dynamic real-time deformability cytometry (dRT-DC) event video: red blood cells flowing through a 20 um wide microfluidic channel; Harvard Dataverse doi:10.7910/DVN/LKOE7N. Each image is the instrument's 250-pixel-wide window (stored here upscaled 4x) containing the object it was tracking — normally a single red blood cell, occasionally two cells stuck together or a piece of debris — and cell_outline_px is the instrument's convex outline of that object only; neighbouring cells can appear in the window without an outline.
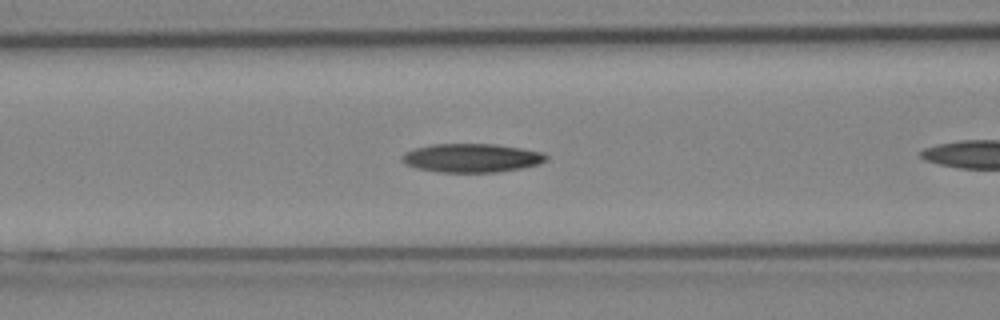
{"species": "Egyptian fruit bat (a non-hibernating species)", "species_latin": "Rousettus aegyptiacus", "temperature_condition": "cold", "stored_images_in_passage": 14, "camera_frame_rate_fps": 3000, "um_per_image_px": 0.085, "animal": {"sex": "female"}, "frame": {"image": 1, "passage_image": 7, "time_ms": 2.0, "image_size_px": [1000, 320], "cell_outline_px": [[548, 156], [540, 164], [520, 168], [496, 172], [436, 172], [416, 168], [404, 164], [400, 160], [400, 156], [404, 152], [416, 148], [432, 144], [496, 144], [544, 152]], "centroid_in_image_um": [40.04, 13.42], "position_along_channel_um": 126.6, "area_um2": 24.22}}
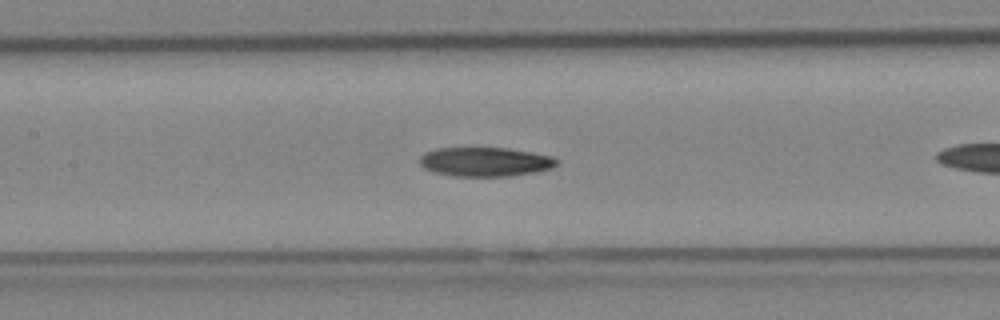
{"frame": {"image": 2, "passage_image": 10, "time_ms": 3.0, "image_size_px": [1000, 320], "cell_outline_px": [[560, 160], [552, 168], [532, 172], [508, 176], [456, 176], [436, 172], [424, 168], [420, 164], [420, 156], [424, 152], [436, 148], [508, 148], [556, 156]], "centroid_in_image_um": [41.27, 13.74], "position_along_channel_um": 166.1, "area_um2": 23.29}}